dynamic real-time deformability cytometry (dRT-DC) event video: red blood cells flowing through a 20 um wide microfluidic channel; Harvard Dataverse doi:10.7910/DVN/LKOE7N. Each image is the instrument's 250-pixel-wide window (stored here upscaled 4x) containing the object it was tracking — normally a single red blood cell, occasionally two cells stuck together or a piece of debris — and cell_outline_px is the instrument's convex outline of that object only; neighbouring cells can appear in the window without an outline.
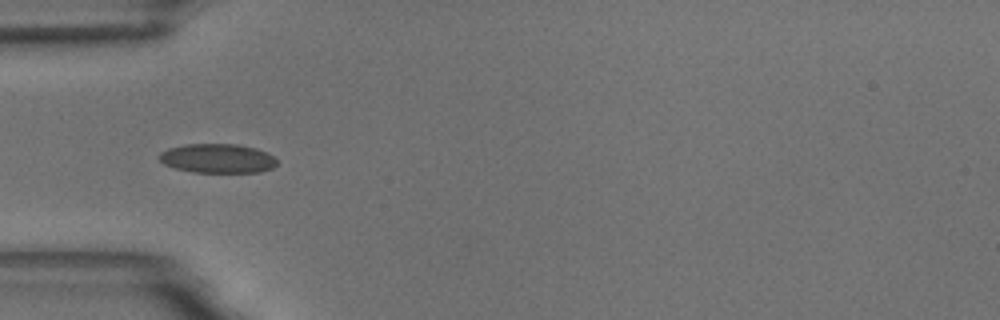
{"species": "common noctule bat (a hibernating species)", "species_latin": "Nyctalus noctula", "temperature_condition": "room temperature", "stored_images_in_passage": 16, "camera_frame_rate_fps": 3000, "um_per_image_px": 0.085, "animal": {"sex": "male", "body_mass_g": 18.8}, "frame": {"image": 1, "passage_image": 3, "time_ms": 0.667, "image_size_px": [1000, 320], "cell_outline_px": [[276, 164], [272, 168], [260, 172], [192, 172], [176, 168], [164, 164], [156, 156], [160, 152], [168, 148], [184, 144], [236, 144], [256, 148], [272, 156], [276, 160]], "centroid_in_image_um": [18.44, 13.46], "position_along_channel_um": 66.6, "area_um2": 20.0}}